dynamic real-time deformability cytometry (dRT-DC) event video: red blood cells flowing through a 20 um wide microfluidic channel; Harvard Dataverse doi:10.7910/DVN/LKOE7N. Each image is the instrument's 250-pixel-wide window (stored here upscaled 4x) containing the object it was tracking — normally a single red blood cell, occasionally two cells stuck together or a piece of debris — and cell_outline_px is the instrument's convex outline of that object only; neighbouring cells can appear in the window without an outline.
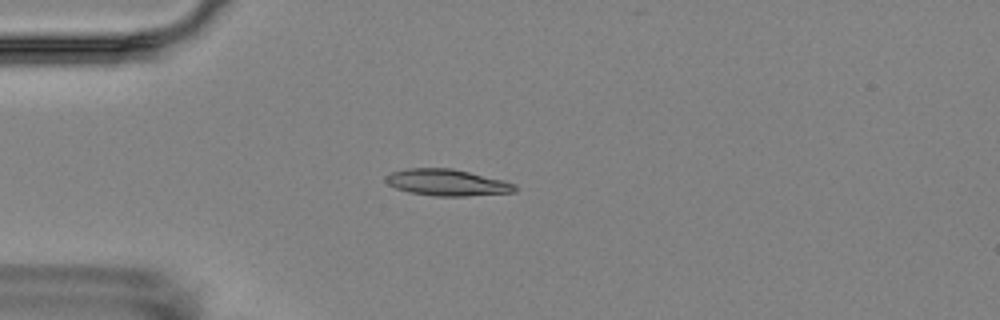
{"species": "Egyptian fruit bat (a non-hibernating species)", "species_latin": "Rousettus aegyptiacus", "temperature_condition": "room temperature", "stored_images_in_passage": 16, "camera_frame_rate_fps": 3000, "um_per_image_px": 0.085, "animal": {"sex": "female"}, "frame": {"image": 1, "passage_image": 4, "time_ms": 3.333, "image_size_px": [1000, 320], "cell_outline_px": [[516, 192], [468, 196], [436, 196], [408, 192], [396, 188], [388, 184], [384, 180], [384, 176], [392, 172], [408, 168], [452, 168], [516, 184]], "centroid_in_image_um": [37.96, 15.52], "position_along_channel_um": 47.0, "area_um2": 19.83}}
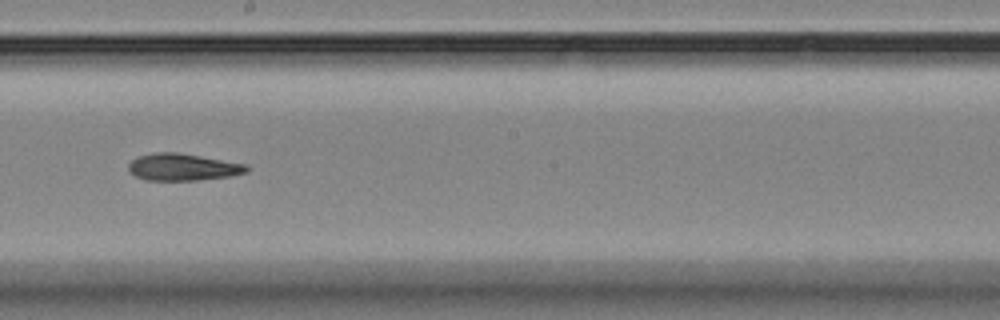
{"frame": {"image": 2, "passage_image": 9, "time_ms": 9.0, "image_size_px": [1000, 320], "cell_outline_px": [[248, 172], [232, 176], [196, 180], [144, 180], [128, 172], [128, 164], [132, 160], [140, 156], [152, 152], [176, 152], [248, 164]], "centroid_in_image_um": [15.53, 14.2], "position_along_channel_um": 232.7, "area_um2": 18.67}}
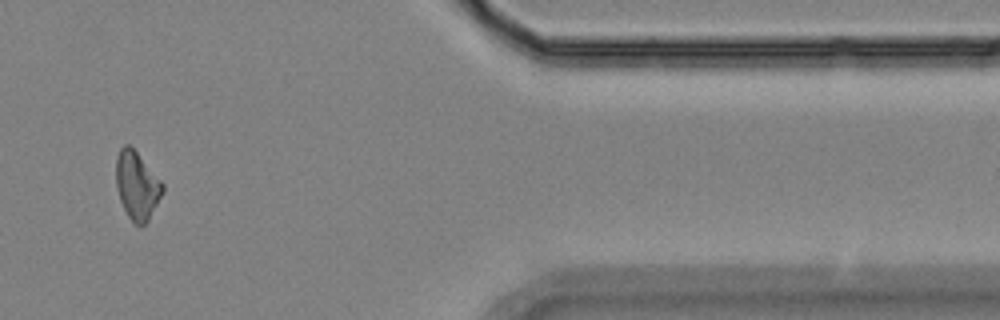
{"frame": {"image": 3, "passage_image": 14, "time_ms": 14.667, "image_size_px": [1000, 320], "cell_outline_px": [[164, 192], [148, 220], [144, 224], [136, 224], [128, 216], [120, 200], [116, 188], [116, 156], [120, 148], [124, 144], [128, 144], [136, 152], [164, 184]], "centroid_in_image_um": [11.63, 15.75], "position_along_channel_um": 399.8, "area_um2": 18.21}, "authors_computed_cell_mechanics": {"area_um2": 18.8717, "velocity_mm_per_s": 3.5407, "shape_relaxation_time_tau1_ms": 4.682, "shape_relaxation_time_tau2_ms": 3.7043, "deformation_change_tau1": 0.117, "deformation_change_tau2": 0.0967}}